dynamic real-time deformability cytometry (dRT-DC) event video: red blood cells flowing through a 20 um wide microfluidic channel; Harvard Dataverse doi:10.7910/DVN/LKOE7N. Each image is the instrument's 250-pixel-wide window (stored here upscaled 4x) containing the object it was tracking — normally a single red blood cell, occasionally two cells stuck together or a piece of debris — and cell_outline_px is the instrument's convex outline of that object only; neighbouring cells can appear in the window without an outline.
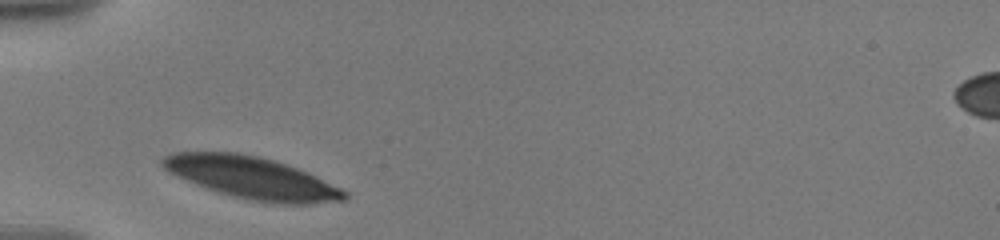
{"species": "human", "species_latin": "Homo sapiens", "temperature_condition": "warm", "stored_images_in_passage": 10, "camera_frame_rate_fps": 3000, "um_per_image_px": 0.085, "donor": {"sex": "male"}, "frame": {"image": 1, "passage_image": 1, "time_ms": 0.0, "image_size_px": [1000, 240], "cell_outline_px": [[348, 200], [312, 204], [280, 204], [252, 200], [232, 196], [196, 184], [168, 172], [160, 164], [160, 160], [164, 156], [172, 152], [236, 152], [256, 156], [272, 160], [308, 172], [348, 192]], "centroid_in_image_um": [21.42, 15.12], "position_along_channel_um": 63.6, "area_um2": 44.27}}
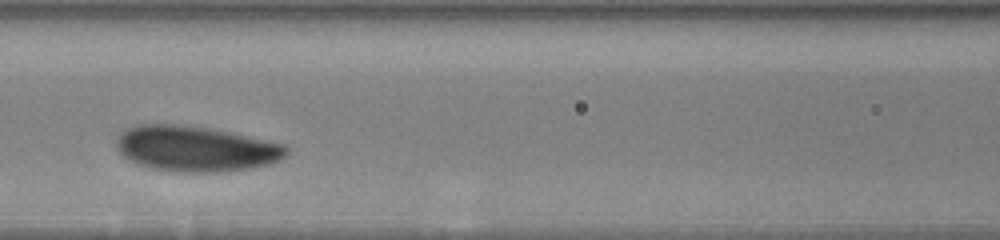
{"frame": {"image": 2, "passage_image": 7, "time_ms": 2.667, "image_size_px": [1000, 240], "cell_outline_px": [[288, 152], [280, 160], [268, 164], [252, 168], [224, 172], [176, 172], [152, 168], [136, 164], [128, 160], [116, 148], [116, 140], [128, 128], [140, 124], [176, 124], [208, 128], [228, 132], [284, 144], [288, 148]], "centroid_in_image_um": [16.63, 12.66], "position_along_channel_um": 150.0, "area_um2": 44.91}}
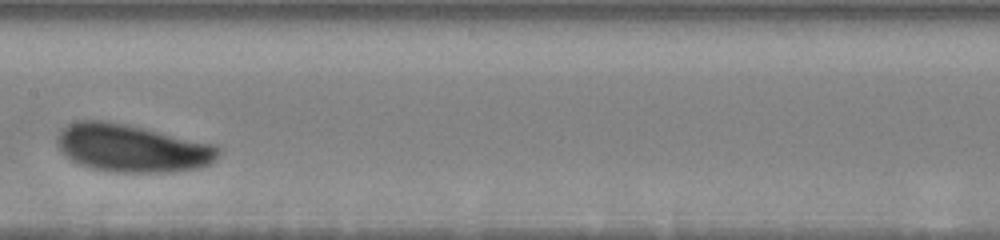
{"frame": {"image": 3, "passage_image": 9, "time_ms": 4.0, "image_size_px": [1000, 240], "cell_outline_px": [[220, 152], [216, 160], [212, 164], [200, 168], [176, 172], [112, 172], [88, 168], [64, 156], [56, 144], [56, 136], [60, 128], [76, 120], [104, 120], [128, 124], [216, 144], [220, 148]], "centroid_in_image_um": [11.22, 12.59], "position_along_channel_um": 196.2, "area_um2": 45.84}}